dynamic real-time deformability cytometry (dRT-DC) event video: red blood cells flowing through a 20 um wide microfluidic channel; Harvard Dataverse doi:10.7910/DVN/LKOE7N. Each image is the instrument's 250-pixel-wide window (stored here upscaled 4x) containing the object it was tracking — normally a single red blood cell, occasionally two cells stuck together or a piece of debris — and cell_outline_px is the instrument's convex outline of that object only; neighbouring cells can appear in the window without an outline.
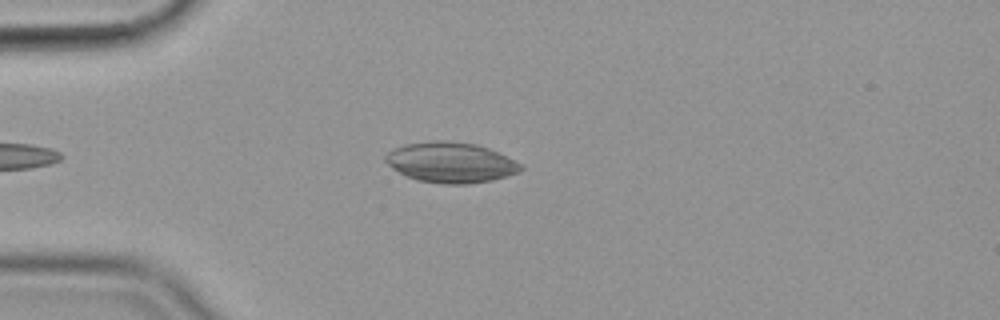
{"species": "common noctule bat (a hibernating species)", "species_latin": "Nyctalus noctula", "temperature_condition": "cold", "stored_images_in_passage": 46, "camera_frame_rate_fps": 3000, "um_per_image_px": 0.085, "animal": {"sex": "female", "body_mass_g": 19.9}, "frame": {"image": 1, "passage_image": 9, "time_ms": 2.667, "image_size_px": [1000, 320], "cell_outline_px": [[524, 168], [508, 176], [492, 180], [468, 184], [444, 184], [416, 180], [392, 168], [384, 160], [384, 156], [388, 152], [404, 144], [436, 140], [444, 140], [476, 144], [488, 148], [520, 164]], "centroid_in_image_um": [38.28, 13.81], "position_along_channel_um": 46.7, "area_um2": 31.56}}
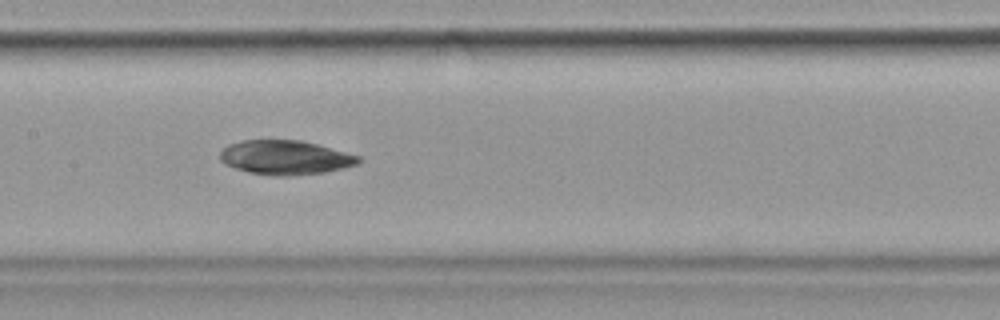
{"frame": {"image": 2, "passage_image": 22, "time_ms": 7.0, "image_size_px": [1000, 320], "cell_outline_px": [[364, 160], [360, 164], [344, 168], [324, 172], [288, 176], [272, 176], [248, 172], [224, 164], [220, 160], [220, 152], [228, 144], [240, 140], [300, 140], [316, 144], [360, 156]], "centroid_in_image_um": [24.26, 13.39], "position_along_channel_um": 183.1, "area_um2": 27.8}}
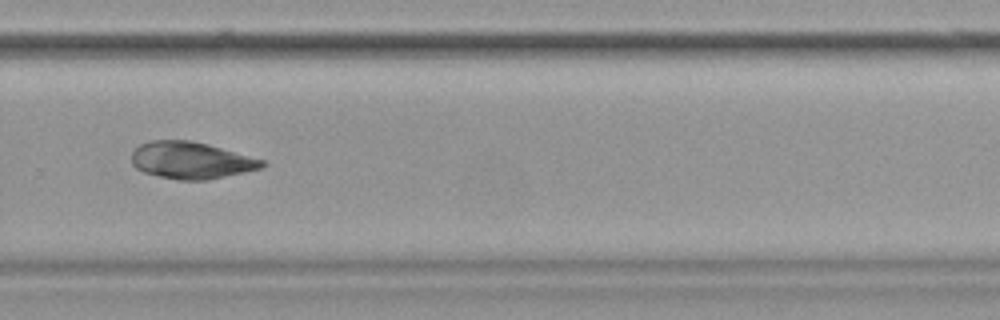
{"frame": {"image": 3, "passage_image": 33, "time_ms": 10.667, "image_size_px": [1000, 320], "cell_outline_px": [[268, 164], [260, 168], [244, 172], [208, 180], [176, 180], [144, 172], [136, 168], [132, 164], [132, 152], [140, 144], [148, 140], [192, 140], [208, 144], [264, 160]], "centroid_in_image_um": [16.23, 13.62], "position_along_channel_um": 313.6, "area_um2": 28.09}}